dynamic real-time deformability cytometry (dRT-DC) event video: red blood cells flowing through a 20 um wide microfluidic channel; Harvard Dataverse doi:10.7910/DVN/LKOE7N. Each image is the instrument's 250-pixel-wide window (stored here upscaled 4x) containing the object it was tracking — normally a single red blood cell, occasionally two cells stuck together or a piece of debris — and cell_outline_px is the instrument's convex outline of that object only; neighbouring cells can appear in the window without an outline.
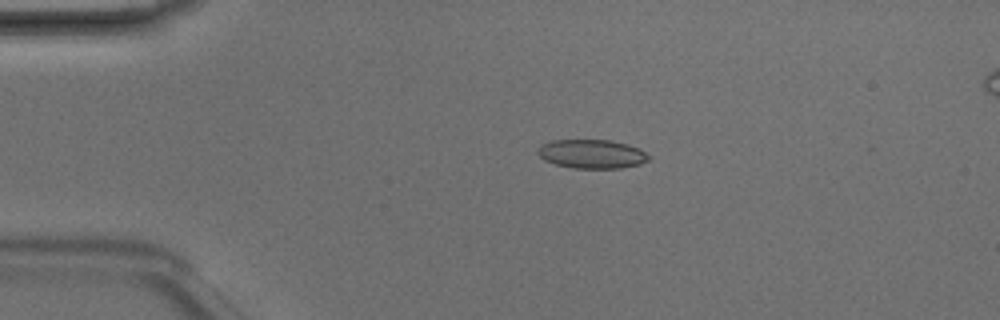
{"species": "Egyptian fruit bat (a non-hibernating species)", "species_latin": "Rousettus aegyptiacus", "temperature_condition": "room temperature", "stored_images_in_passage": 4, "camera_frame_rate_fps": 3000, "um_per_image_px": 0.085, "animal": {"sex": "male"}, "frame": {"image": 1, "passage_image": 2, "time_ms": 0.333, "image_size_px": [1000, 320], "cell_outline_px": [[648, 160], [640, 164], [620, 168], [572, 168], [556, 164], [544, 160], [536, 152], [540, 144], [552, 140], [612, 140], [628, 144], [640, 148], [648, 156]], "centroid_in_image_um": [50.28, 13.08], "position_along_channel_um": 34.7, "area_um2": 18.73}}